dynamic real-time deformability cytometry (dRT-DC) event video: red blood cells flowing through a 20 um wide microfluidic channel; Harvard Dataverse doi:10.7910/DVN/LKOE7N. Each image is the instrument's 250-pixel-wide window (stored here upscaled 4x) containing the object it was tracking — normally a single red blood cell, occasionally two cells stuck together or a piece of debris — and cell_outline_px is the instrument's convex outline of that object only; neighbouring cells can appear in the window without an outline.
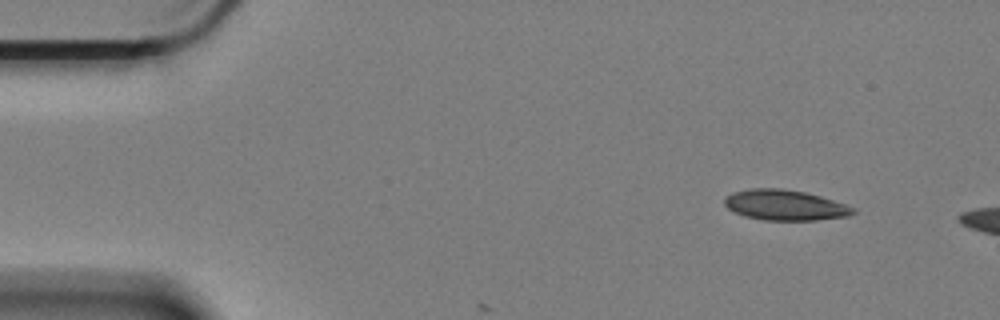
{"species": "Egyptian fruit bat (a non-hibernating species)", "species_latin": "Rousettus aegyptiacus", "temperature_condition": "cold", "stored_images_in_passage": 4, "camera_frame_rate_fps": 3000, "um_per_image_px": 0.085, "animal": {"sex": "female"}, "frame": {"image": 1, "passage_image": 1, "time_ms": 0.0, "image_size_px": [1000, 320], "cell_outline_px": [[856, 212], [848, 216], [816, 220], [764, 220], [744, 216], [728, 208], [724, 204], [724, 196], [732, 192], [748, 188], [780, 188], [804, 192], [820, 196], [856, 208]], "centroid_in_image_um": [66.69, 17.43], "position_along_channel_um": 18.3, "area_um2": 22.83}}